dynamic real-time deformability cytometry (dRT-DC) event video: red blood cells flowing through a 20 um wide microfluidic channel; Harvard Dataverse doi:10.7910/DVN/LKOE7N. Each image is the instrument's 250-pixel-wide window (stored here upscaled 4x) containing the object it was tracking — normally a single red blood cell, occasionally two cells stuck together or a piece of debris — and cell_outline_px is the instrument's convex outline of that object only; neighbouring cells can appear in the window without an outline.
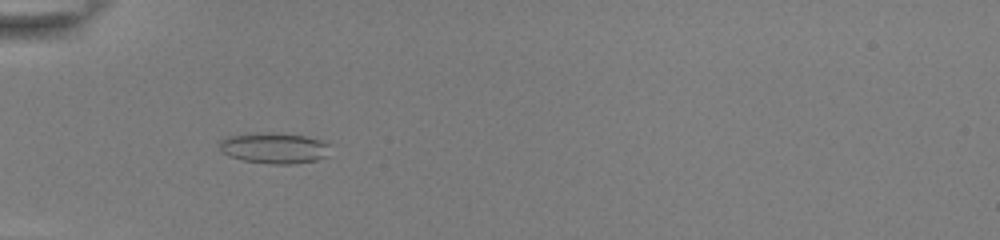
{"species": "common noctule bat (a hibernating species)", "species_latin": "Nyctalus noctula", "temperature_condition": "room temperature", "stored_images_in_passage": 41, "camera_frame_rate_fps": 3000, "um_per_image_px": 0.085, "animal": {"sex": "female", "body_mass_g": 22.0, "forearm_length_mm": 56.7}, "frame": {"image": 1, "passage_image": 6, "time_ms": 1.667, "image_size_px": [1000, 240], "cell_outline_px": [[328, 156], [316, 160], [292, 164], [268, 164], [244, 160], [228, 156], [220, 152], [220, 140], [228, 136], [268, 132], [304, 136], [320, 140], [328, 144]], "centroid_in_image_um": [23.28, 12.6], "position_along_channel_um": 61.7, "area_um2": 19.77}}
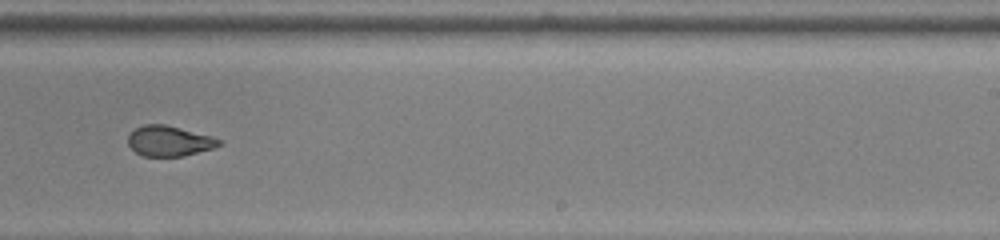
{"frame": {"image": 2, "passage_image": 23, "time_ms": 7.333, "image_size_px": [1000, 240], "cell_outline_px": [[224, 144], [212, 148], [184, 156], [144, 156], [136, 152], [128, 144], [128, 136], [136, 128], [144, 124], [164, 124], [212, 136], [224, 140]], "centroid_in_image_um": [14.42, 11.98], "position_along_channel_um": 274.6, "area_um2": 16.07}}
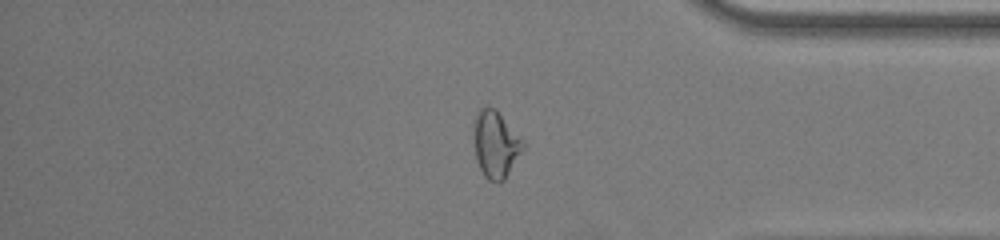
{"frame": {"image": 3, "passage_image": 33, "time_ms": 10.667, "image_size_px": [1000, 240], "cell_outline_px": [[524, 148], [504, 180], [496, 184], [488, 180], [484, 176], [476, 160], [472, 124], [480, 108], [488, 104], [496, 108], [524, 144]], "centroid_in_image_um": [42.08, 12.26], "position_along_channel_um": 393.1, "area_um2": 19.25}, "authors_computed_cell_mechanics": {"area_um2": 17.8024, "velocity_mm_per_s": 3.8966, "shape_relaxation_time_tau1_ms": 5.196, "shape_relaxation_time_tau2_ms": 1.0649, "deformation_change_tau1": 0.1693, "deformation_change_tau2": 0.0809}}